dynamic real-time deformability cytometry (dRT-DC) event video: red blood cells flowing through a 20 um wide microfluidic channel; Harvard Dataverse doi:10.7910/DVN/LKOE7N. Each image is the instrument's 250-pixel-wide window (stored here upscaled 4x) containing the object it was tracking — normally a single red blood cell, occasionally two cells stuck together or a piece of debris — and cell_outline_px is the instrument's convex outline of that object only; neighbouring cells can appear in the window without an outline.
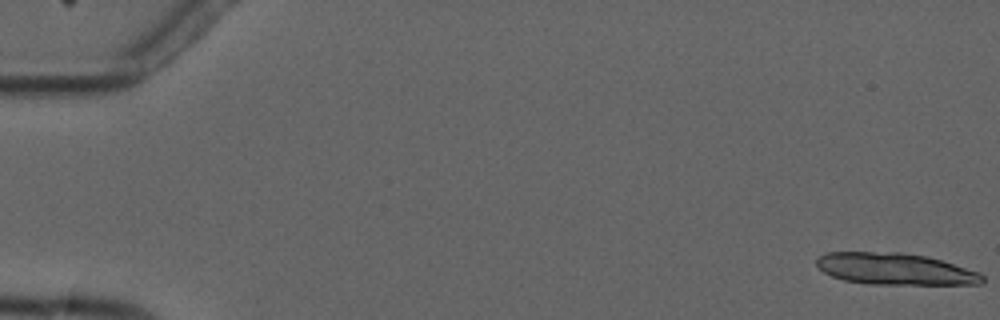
{"species": "common noctule bat (a hibernating species)", "species_latin": "Nyctalus noctula", "temperature_condition": "cold", "stored_images_in_passage": 6, "camera_frame_rate_fps": 3000, "um_per_image_px": 0.085, "animal": {"sex": "male", "forearm_length_mm": 52.5}, "frame": {"image": 1, "passage_image": 1, "time_ms": 0.0, "image_size_px": [1000, 320], "cell_outline_px": [[984, 284], [872, 284], [844, 280], [832, 276], [824, 272], [816, 264], [816, 260], [820, 256], [828, 252], [900, 252], [928, 256], [980, 272], [984, 276]], "centroid_in_image_um": [76.12, 22.86], "position_along_channel_um": 8.9, "area_um2": 30.58}}